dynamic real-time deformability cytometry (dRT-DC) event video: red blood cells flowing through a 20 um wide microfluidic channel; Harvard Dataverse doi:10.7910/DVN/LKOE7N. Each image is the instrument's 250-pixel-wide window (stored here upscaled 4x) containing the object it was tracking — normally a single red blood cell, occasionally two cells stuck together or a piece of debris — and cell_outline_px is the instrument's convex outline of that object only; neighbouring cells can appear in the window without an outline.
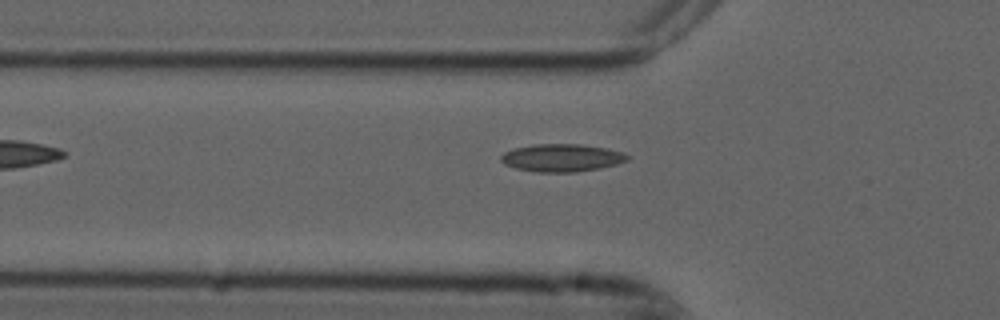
{"species": "common noctule bat (a hibernating species)", "species_latin": "Nyctalus noctula", "temperature_condition": "cold", "stored_images_in_passage": 6, "camera_frame_rate_fps": 3000, "um_per_image_px": 0.085, "animal": {"sex": "male", "forearm_length_mm": 52.5}, "frame": {"image": 1, "passage_image": 5, "time_ms": 1.333, "image_size_px": [1000, 320], "cell_outline_px": [[628, 160], [616, 164], [600, 168], [576, 172], [536, 172], [516, 168], [504, 164], [500, 160], [500, 156], [504, 152], [516, 148], [532, 144], [580, 144], [608, 148], [624, 152], [628, 156]], "centroid_in_image_um": [47.75, 13.41], "position_along_channel_um": 78.0, "area_um2": 20.46}}
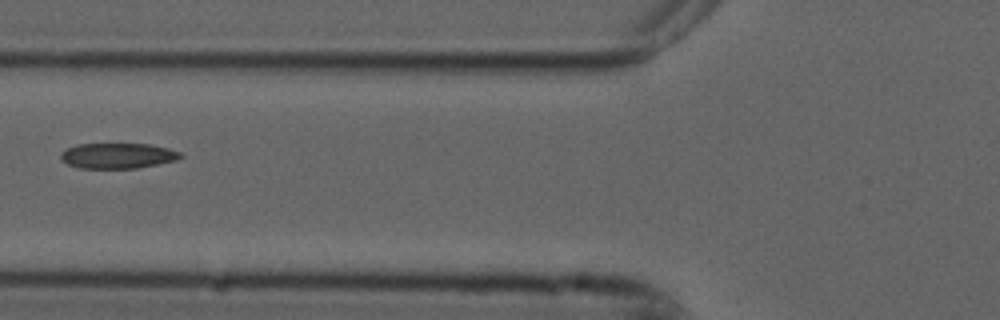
{"frame": {"image": 2, "passage_image": 6, "time_ms": 1.667, "image_size_px": [1000, 320], "cell_outline_px": [[184, 156], [176, 160], [136, 168], [80, 168], [68, 164], [60, 156], [60, 152], [76, 144], [148, 144], [168, 148], [180, 152]], "centroid_in_image_um": [10.01, 13.23], "position_along_channel_um": 115.8, "area_um2": 17.57}}